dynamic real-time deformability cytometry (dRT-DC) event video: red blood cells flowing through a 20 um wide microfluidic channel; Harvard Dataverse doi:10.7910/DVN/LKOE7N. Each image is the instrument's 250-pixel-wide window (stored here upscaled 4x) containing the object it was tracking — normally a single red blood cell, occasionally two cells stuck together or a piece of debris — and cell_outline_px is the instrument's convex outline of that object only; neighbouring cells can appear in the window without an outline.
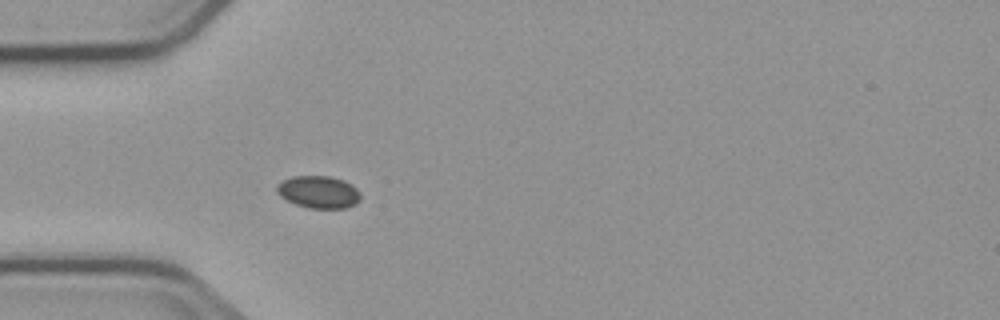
{"species": "common noctule bat (a hibernating species)", "species_latin": "Nyctalus noctula", "temperature_condition": "cold", "stored_images_in_passage": 5, "camera_frame_rate_fps": 3000, "um_per_image_px": 0.085, "animal": {"sex": "male", "body_mass_g": 23.1, "forearm_length_mm": 52.7}, "frame": {"image": 1, "passage_image": 5, "time_ms": 4.667, "image_size_px": [1000, 320], "cell_outline_px": [[360, 200], [356, 204], [344, 208], [308, 208], [296, 204], [280, 196], [276, 192], [276, 184], [292, 176], [328, 176], [344, 180], [356, 188], [360, 196]], "centroid_in_image_um": [27.06, 16.32], "position_along_channel_um": 57.9, "area_um2": 15.72}}